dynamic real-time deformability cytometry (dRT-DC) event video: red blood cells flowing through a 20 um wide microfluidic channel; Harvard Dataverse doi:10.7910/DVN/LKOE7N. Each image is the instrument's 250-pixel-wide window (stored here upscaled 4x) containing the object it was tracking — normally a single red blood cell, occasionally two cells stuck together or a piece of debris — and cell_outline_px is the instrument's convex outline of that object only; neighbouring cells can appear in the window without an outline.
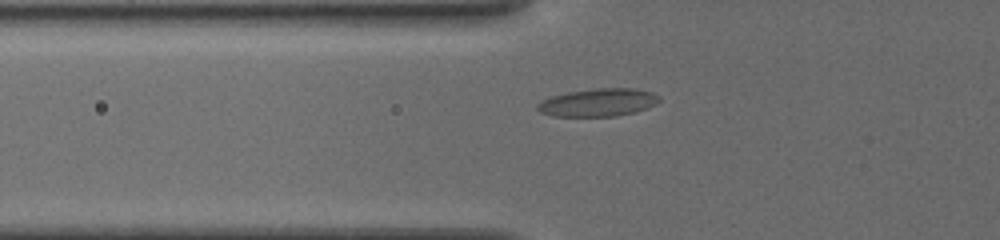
{"species": "common noctule bat (a hibernating species)", "species_latin": "Nyctalus noctula", "temperature_condition": "cold", "stored_images_in_passage": 33, "camera_frame_rate_fps": 3000, "um_per_image_px": 0.085, "animal": {"sex": "female", "body_mass_g": 19.5, "forearm_length_mm": 54.1}, "frame": {"image": 1, "passage_image": 2, "time_ms": 0.333, "image_size_px": [1000, 240], "cell_outline_px": [[660, 100], [656, 104], [648, 108], [636, 112], [616, 116], [552, 116], [540, 112], [536, 108], [536, 104], [552, 96], [568, 92], [596, 88], [636, 88], [652, 92], [660, 96]], "centroid_in_image_um": [50.88, 8.71], "position_along_channel_um": 74.9, "area_um2": 19.88}}
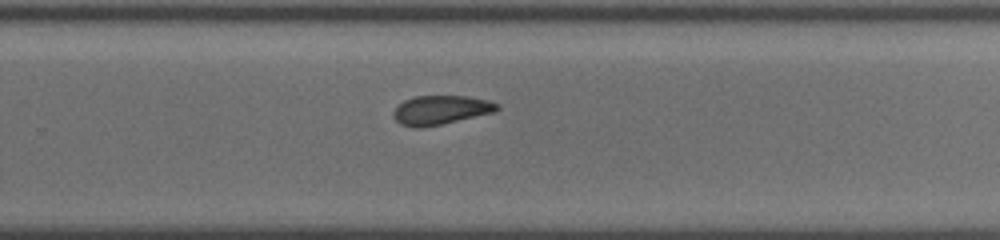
{"frame": {"image": 2, "passage_image": 19, "time_ms": 6.0, "image_size_px": [1000, 240], "cell_outline_px": [[500, 108], [496, 112], [440, 124], [420, 128], [412, 128], [400, 124], [392, 116], [392, 112], [404, 100], [416, 96], [468, 96], [488, 100], [500, 104]], "centroid_in_image_um": [37.47, 9.35], "position_along_channel_um": 292.3, "area_um2": 17.63}}
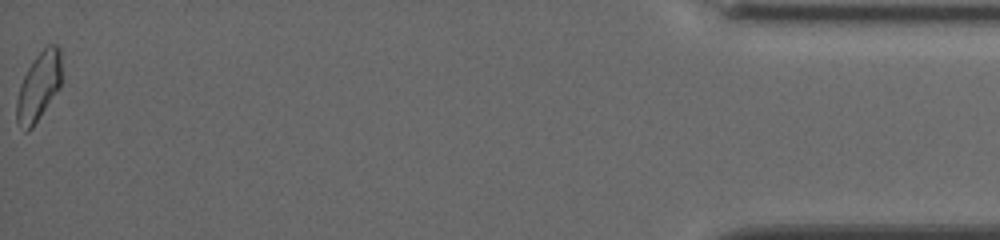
{"frame": {"image": 3, "passage_image": 33, "time_ms": 11.667, "image_size_px": [1000, 240], "cell_outline_px": [[60, 88], [32, 128], [28, 132], [24, 132], [16, 120], [16, 100], [20, 84], [28, 68], [36, 56], [48, 44], [56, 44], [60, 48]], "centroid_in_image_um": [3.27, 7.38], "position_along_channel_um": 431.9, "area_um2": 17.86}, "authors_computed_cell_mechanics": {"area_um2": 17.9758, "velocity_mm_per_s": 3.8689, "shape_relaxation_time_tau1_ms": null, "shape_relaxation_time_tau2_ms": 2.6908, "deformation_change_tau1": null, "deformation_change_tau2": 0.0724}}